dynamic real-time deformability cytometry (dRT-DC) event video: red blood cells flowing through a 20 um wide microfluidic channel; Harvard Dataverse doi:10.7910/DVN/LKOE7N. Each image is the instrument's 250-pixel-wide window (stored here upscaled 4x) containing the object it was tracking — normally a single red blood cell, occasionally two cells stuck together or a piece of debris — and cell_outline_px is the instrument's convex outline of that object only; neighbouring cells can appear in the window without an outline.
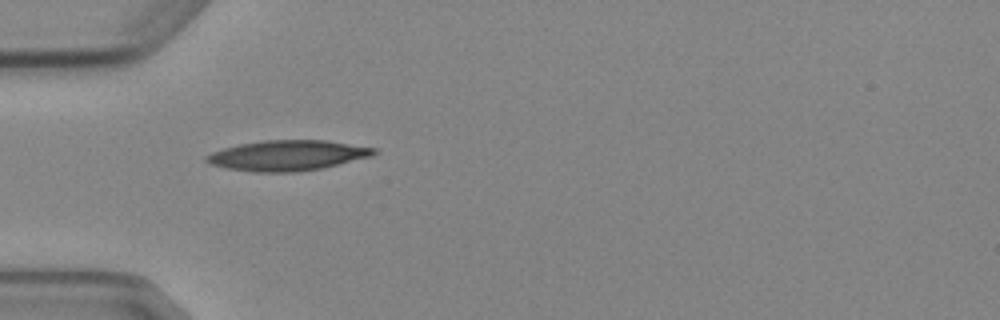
{"species": "Egyptian fruit bat (a non-hibernating species)", "species_latin": "Rousettus aegyptiacus", "temperature_condition": "cold", "stored_images_in_passage": 7, "camera_frame_rate_fps": 3000, "um_per_image_px": 0.085, "animal": {"sex": "female"}, "frame": {"image": 1, "passage_image": 4, "time_ms": 4.333, "image_size_px": [1000, 320], "cell_outline_px": [[380, 152], [372, 156], [324, 168], [292, 172], [252, 172], [228, 168], [208, 164], [204, 160], [204, 156], [212, 152], [224, 148], [240, 144], [264, 140], [324, 140], [376, 148]], "centroid_in_image_um": [24.44, 13.22], "position_along_channel_um": 60.6, "area_um2": 29.71}}
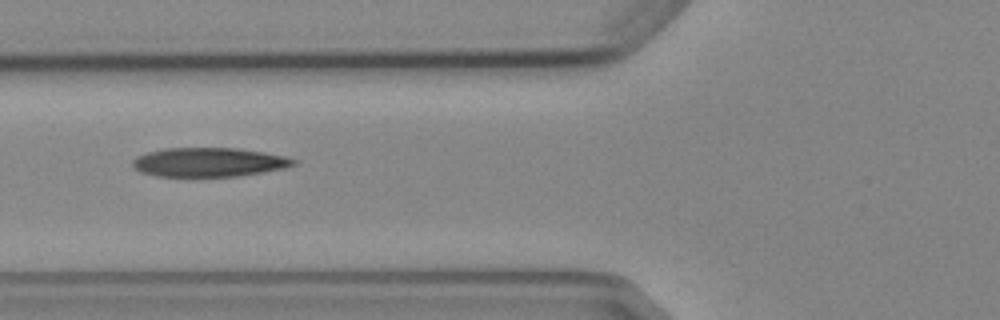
{"frame": {"image": 2, "passage_image": 5, "time_ms": 5.667, "image_size_px": [1000, 320], "cell_outline_px": [[296, 164], [284, 168], [236, 176], [156, 176], [140, 172], [132, 164], [132, 160], [136, 156], [148, 152], [164, 148], [236, 148], [264, 152], [284, 156], [296, 160]], "centroid_in_image_um": [17.72, 13.78], "position_along_channel_um": 108.1, "area_um2": 27.05}}